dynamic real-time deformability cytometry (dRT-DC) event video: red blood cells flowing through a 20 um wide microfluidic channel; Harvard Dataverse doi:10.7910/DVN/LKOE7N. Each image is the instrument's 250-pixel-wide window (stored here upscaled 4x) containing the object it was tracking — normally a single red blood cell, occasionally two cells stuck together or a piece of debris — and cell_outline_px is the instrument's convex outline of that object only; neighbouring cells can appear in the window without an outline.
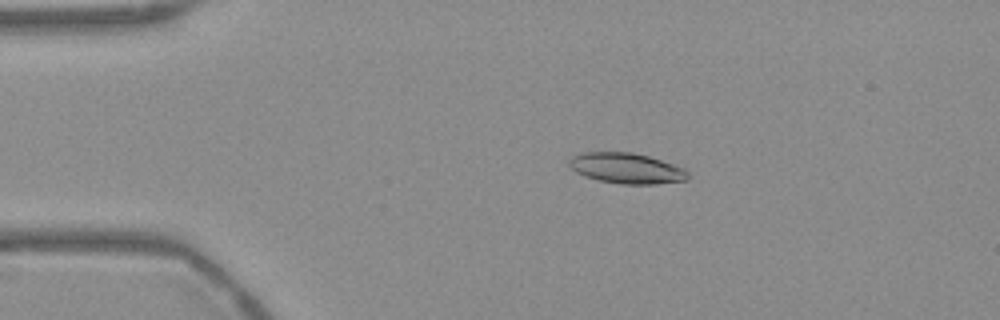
{"species": "Egyptian fruit bat (a non-hibernating species)", "species_latin": "Rousettus aegyptiacus", "temperature_condition": "warm", "stored_images_in_passage": 55, "camera_frame_rate_fps": 3000, "um_per_image_px": 0.085, "frame": {"image": 1, "passage_image": 11, "time_ms": 3.333, "image_size_px": [1000, 320], "cell_outline_px": [[688, 180], [656, 184], [620, 184], [600, 180], [584, 176], [576, 172], [568, 164], [568, 160], [572, 156], [580, 152], [632, 152], [648, 156], [684, 168], [688, 172]], "centroid_in_image_um": [53.23, 14.3], "position_along_channel_um": 31.8, "area_um2": 21.15}}
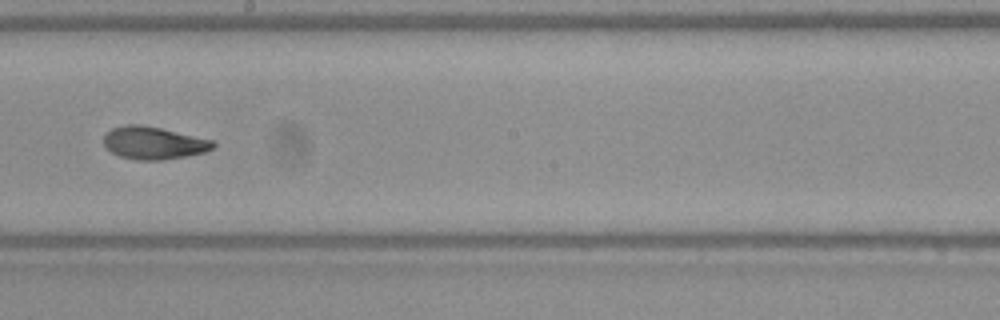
{"frame": {"image": 2, "passage_image": 31, "time_ms": 10.0, "image_size_px": [1000, 320], "cell_outline_px": [[216, 144], [212, 148], [204, 152], [164, 160], [136, 160], [120, 156], [112, 152], [104, 144], [104, 136], [112, 128], [128, 124], [140, 124], [160, 128], [212, 140]], "centroid_in_image_um": [13.04, 12.15], "position_along_channel_um": 235.2, "area_um2": 20.46}}
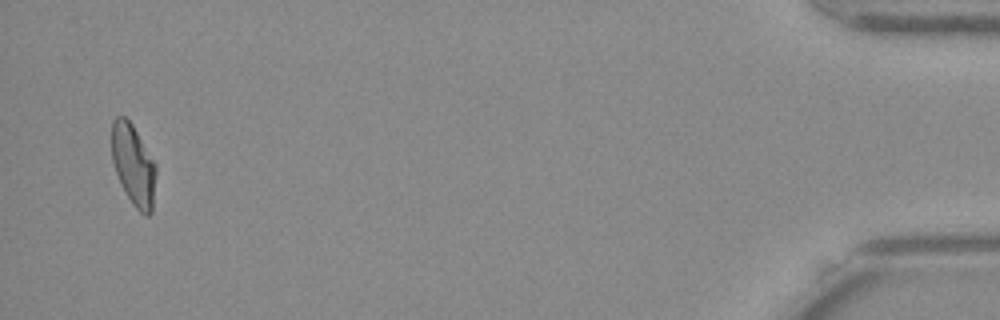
{"frame": {"image": 3, "passage_image": 53, "time_ms": 17.333, "image_size_px": [1000, 320], "cell_outline_px": [[156, 172], [152, 212], [148, 216], [144, 216], [132, 204], [120, 184], [112, 160], [112, 120], [116, 116], [124, 116], [132, 124], [156, 164]], "centroid_in_image_um": [11.34, 14.04], "position_along_channel_um": 423.9, "area_um2": 20.92}, "authors_computed_cell_mechanics": {"area_um2": 21.0392, "velocity_mm_per_s": 3.7582, "shape_relaxation_time_tau1_ms": 8.9091, "shape_relaxation_time_tau2_ms": 3.2299, "deformation_change_tau1": 0.241, "deformation_change_tau2": 0.0905}}